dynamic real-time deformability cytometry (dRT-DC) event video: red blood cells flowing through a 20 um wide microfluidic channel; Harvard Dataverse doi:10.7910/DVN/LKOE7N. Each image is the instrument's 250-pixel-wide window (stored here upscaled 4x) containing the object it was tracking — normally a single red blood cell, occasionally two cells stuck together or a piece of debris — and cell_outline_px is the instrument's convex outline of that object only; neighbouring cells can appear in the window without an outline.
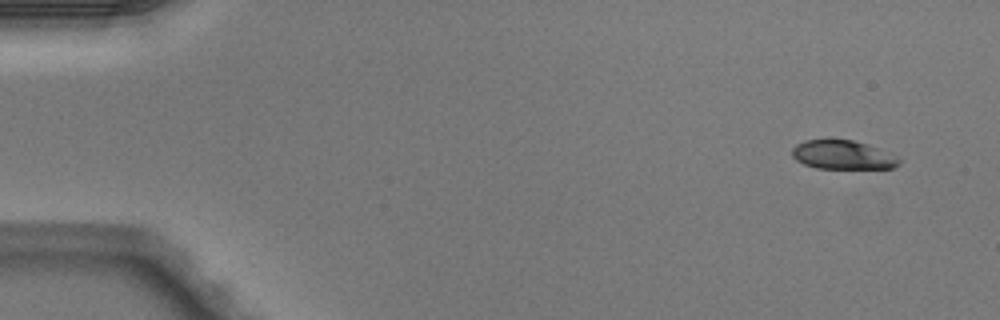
{"species": "Egyptian fruit bat (a non-hibernating species)", "species_latin": "Rousettus aegyptiacus", "temperature_condition": "warm", "stored_images_in_passage": 5, "camera_frame_rate_fps": 3000, "um_per_image_px": 0.085, "animal": {"sex": "male"}, "frame": {"image": 1, "passage_image": 1, "time_ms": 0.0, "image_size_px": [1000, 320], "cell_outline_px": [[900, 164], [892, 168], [816, 168], [804, 164], [796, 160], [792, 156], [792, 148], [796, 144], [804, 140], [824, 136], [832, 136], [852, 140], [868, 144], [900, 160]], "centroid_in_image_um": [71.51, 13.11], "position_along_channel_um": 13.5, "area_um2": 18.44}}
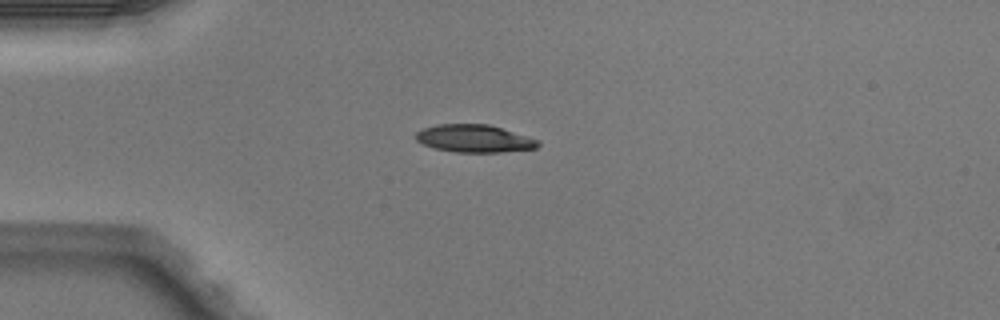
{"frame": {"image": 2, "passage_image": 4, "time_ms": 1.0, "image_size_px": [1000, 320], "cell_outline_px": [[540, 144], [536, 148], [500, 152], [456, 152], [436, 148], [424, 144], [416, 140], [416, 132], [424, 128], [436, 124], [488, 124], [540, 140]], "centroid_in_image_um": [40.32, 11.77], "position_along_channel_um": 44.7, "area_um2": 19.48}}
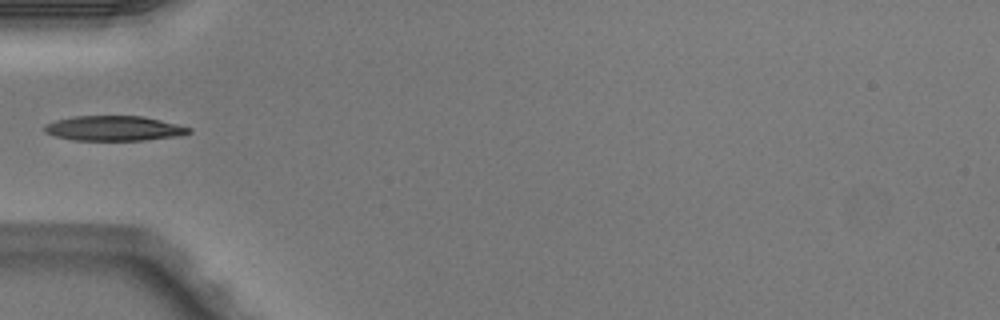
{"frame": {"image": 3, "passage_image": 5, "time_ms": 1.333, "image_size_px": [1000, 320], "cell_outline_px": [[192, 132], [180, 136], [144, 140], [72, 140], [56, 136], [44, 132], [44, 128], [48, 124], [56, 120], [72, 116], [144, 116], [192, 128]], "centroid_in_image_um": [9.72, 10.91], "position_along_channel_um": 75.3, "area_um2": 20.92}}